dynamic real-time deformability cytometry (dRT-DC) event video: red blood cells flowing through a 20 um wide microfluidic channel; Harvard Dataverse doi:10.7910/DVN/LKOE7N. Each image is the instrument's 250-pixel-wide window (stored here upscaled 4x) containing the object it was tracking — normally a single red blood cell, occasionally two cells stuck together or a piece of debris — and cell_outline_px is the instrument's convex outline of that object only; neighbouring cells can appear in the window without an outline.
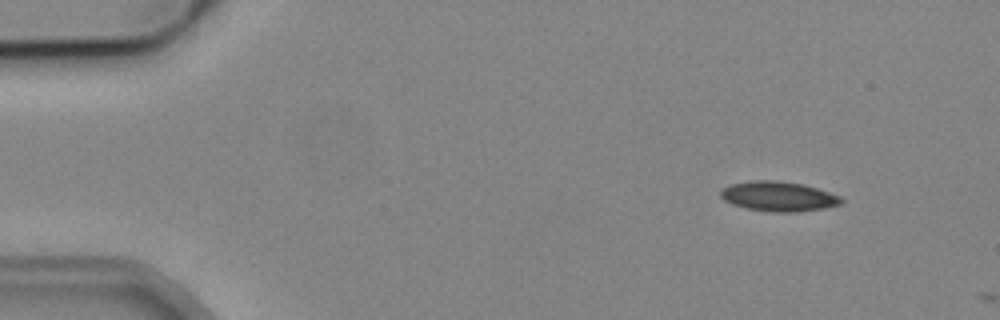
{"species": "common noctule bat (a hibernating species)", "species_latin": "Nyctalus noctula", "temperature_condition": "cold", "stored_images_in_passage": 2, "camera_frame_rate_fps": 3000, "um_per_image_px": 0.085, "animal": {"sex": "male", "body_mass_g": 19.2, "forearm_length_mm": 51.8}, "frame": {"image": 1, "passage_image": 1, "time_ms": 0.0, "image_size_px": [1000, 320], "cell_outline_px": [[844, 200], [840, 204], [824, 208], [796, 212], [772, 212], [748, 208], [732, 204], [724, 200], [720, 196], [720, 192], [724, 188], [732, 184], [752, 180], [776, 180], [804, 184], [840, 196]], "centroid_in_image_um": [66.17, 16.69], "position_along_channel_um": 18.8, "area_um2": 20.81}}